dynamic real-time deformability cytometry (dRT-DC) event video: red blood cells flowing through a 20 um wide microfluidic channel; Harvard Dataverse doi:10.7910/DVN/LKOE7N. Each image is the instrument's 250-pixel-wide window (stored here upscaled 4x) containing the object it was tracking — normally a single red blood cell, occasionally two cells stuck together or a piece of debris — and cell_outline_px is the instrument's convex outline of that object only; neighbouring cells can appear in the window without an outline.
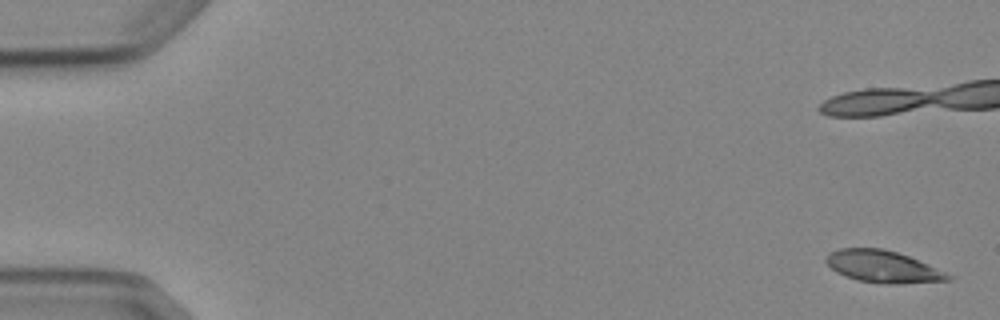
{"species": "Egyptian fruit bat (a non-hibernating species)", "species_latin": "Rousettus aegyptiacus", "temperature_condition": "cold", "stored_images_in_passage": 5, "camera_frame_rate_fps": 3000, "um_per_image_px": 0.085, "animal": {"sex": "female"}, "frame": {"image": 1, "passage_image": 1, "time_ms": 0.0, "image_size_px": [1000, 320], "cell_outline_px": [[952, 280], [900, 284], [892, 284], [856, 280], [844, 276], [836, 272], [824, 260], [828, 252], [840, 248], [884, 248], [908, 256], [944, 272], [952, 276]], "centroid_in_image_um": [74.99, 22.66], "position_along_channel_um": 10.0, "area_um2": 22.6}}